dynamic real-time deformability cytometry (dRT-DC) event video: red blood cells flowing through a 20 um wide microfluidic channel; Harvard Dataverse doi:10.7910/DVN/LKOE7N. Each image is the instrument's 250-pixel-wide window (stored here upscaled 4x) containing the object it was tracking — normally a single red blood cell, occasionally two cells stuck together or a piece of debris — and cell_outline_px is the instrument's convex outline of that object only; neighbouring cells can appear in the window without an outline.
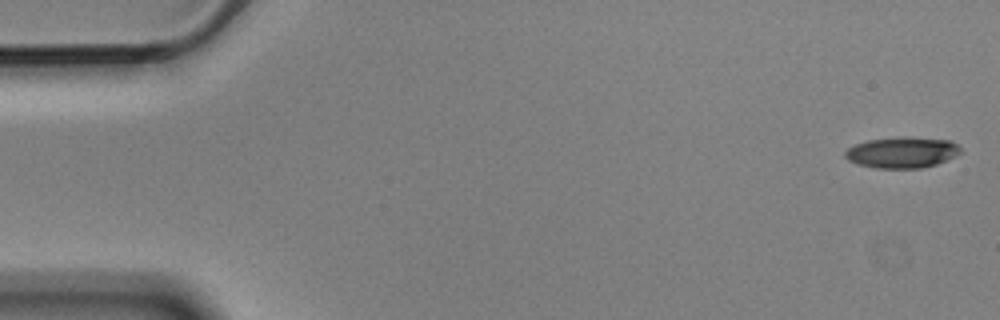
{"species": "Egyptian fruit bat (a non-hibernating species)", "species_latin": "Rousettus aegyptiacus", "temperature_condition": "cold", "stored_images_in_passage": 12, "camera_frame_rate_fps": 3000, "um_per_image_px": 0.085, "animal": {"sex": "male"}, "frame": {"image": 1, "passage_image": 1, "time_ms": 0.0, "image_size_px": [1000, 320], "cell_outline_px": [[960, 152], [936, 164], [920, 168], [876, 168], [860, 164], [848, 160], [844, 156], [844, 152], [848, 148], [856, 144], [868, 140], [908, 136], [952, 140], [960, 148]], "centroid_in_image_um": [76.66, 12.94], "position_along_channel_um": 8.3, "area_um2": 20.63}}
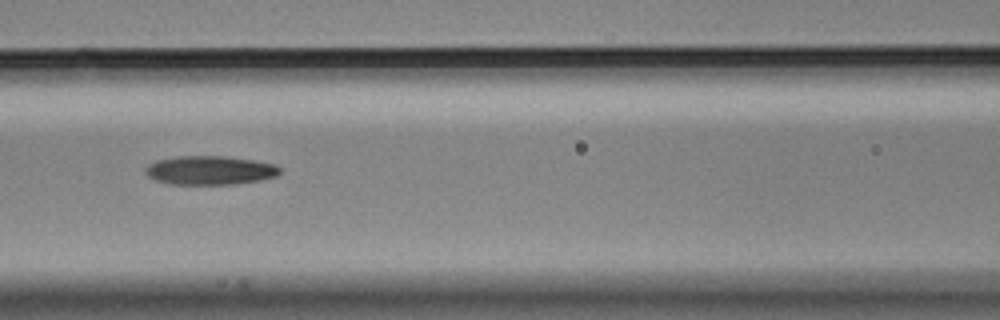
{"frame": {"image": 2, "passage_image": 7, "time_ms": 2.0, "image_size_px": [1000, 320], "cell_outline_px": [[280, 172], [276, 176], [260, 180], [236, 184], [168, 184], [156, 180], [148, 176], [144, 172], [144, 168], [148, 164], [156, 160], [176, 156], [224, 156], [252, 160], [276, 164], [280, 168]], "centroid_in_image_um": [17.81, 14.47], "position_along_channel_um": 148.8, "area_um2": 22.72}}
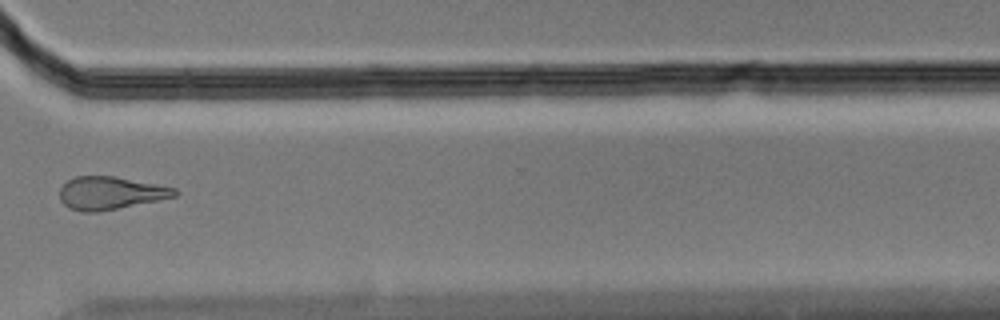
{"frame": {"image": 3, "passage_image": 12, "time_ms": 3.667, "image_size_px": [1000, 320], "cell_outline_px": [[180, 192], [176, 196], [100, 212], [80, 212], [68, 208], [60, 200], [60, 188], [68, 180], [76, 176], [116, 176], [176, 188]], "centroid_in_image_um": [9.37, 16.41], "position_along_channel_um": 361.2, "area_um2": 22.08}}